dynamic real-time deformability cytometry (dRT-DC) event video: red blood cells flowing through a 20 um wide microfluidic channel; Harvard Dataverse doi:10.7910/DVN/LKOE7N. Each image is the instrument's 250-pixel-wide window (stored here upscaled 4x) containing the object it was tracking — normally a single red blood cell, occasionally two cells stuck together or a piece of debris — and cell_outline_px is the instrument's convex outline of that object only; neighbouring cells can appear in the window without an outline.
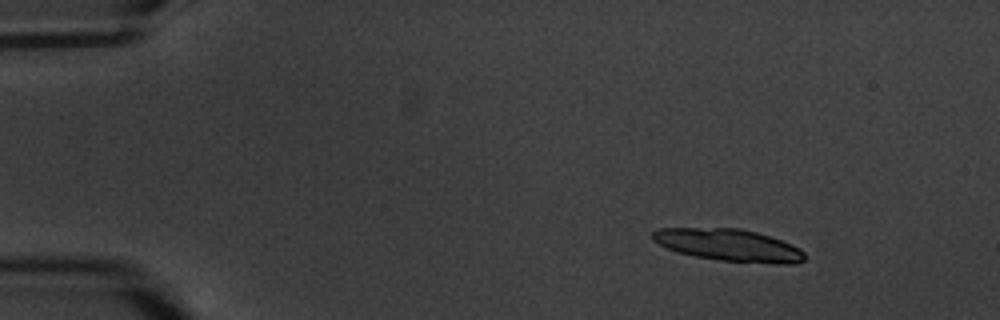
{"species": "common noctule bat (a hibernating species)", "species_latin": "Nyctalus noctula", "temperature_condition": "warm", "stored_images_in_passage": 9, "camera_frame_rate_fps": 3000, "um_per_image_px": 0.085, "animal": {"sex": "male", "body_mass_g": 20.1, "forearm_length_mm": 53.5}, "frame": {"image": 1, "passage_image": 2, "time_ms": 1.333, "image_size_px": [1000, 320], "cell_outline_px": [[808, 256], [804, 260], [796, 264], [776, 264], [720, 260], [692, 256], [676, 252], [652, 240], [652, 232], [656, 228], [740, 228], [756, 232], [792, 244], [800, 248]], "centroid_in_image_um": [61.96, 20.84], "position_along_channel_um": 23.0, "area_um2": 28.67}}